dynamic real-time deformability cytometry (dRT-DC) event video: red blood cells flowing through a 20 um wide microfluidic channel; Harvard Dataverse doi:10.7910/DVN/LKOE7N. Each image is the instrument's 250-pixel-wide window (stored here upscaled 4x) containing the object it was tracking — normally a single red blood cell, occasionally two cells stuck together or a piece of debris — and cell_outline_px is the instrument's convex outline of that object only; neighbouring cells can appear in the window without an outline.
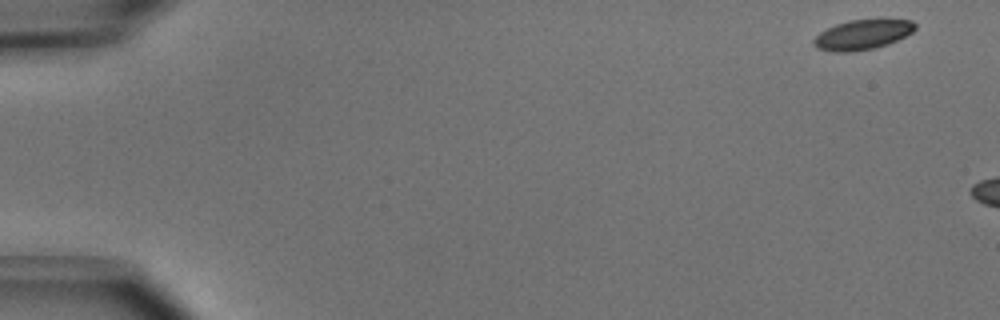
{"species": "common noctule bat (a hibernating species)", "species_latin": "Nyctalus noctula", "temperature_condition": "cold", "stored_images_in_passage": 13, "camera_frame_rate_fps": 3000, "um_per_image_px": 0.085, "animal": {"sex": "male", "body_mass_g": 15.6}, "frame": {"image": 1, "passage_image": 1, "time_ms": 0.0, "image_size_px": [1000, 320], "cell_outline_px": [[916, 28], [912, 32], [888, 44], [872, 48], [852, 52], [832, 52], [816, 48], [812, 44], [812, 40], [820, 32], [836, 24], [848, 20], [912, 20], [916, 24]], "centroid_in_image_um": [73.26, 2.96], "position_along_channel_um": 11.7, "area_um2": 17.51}}